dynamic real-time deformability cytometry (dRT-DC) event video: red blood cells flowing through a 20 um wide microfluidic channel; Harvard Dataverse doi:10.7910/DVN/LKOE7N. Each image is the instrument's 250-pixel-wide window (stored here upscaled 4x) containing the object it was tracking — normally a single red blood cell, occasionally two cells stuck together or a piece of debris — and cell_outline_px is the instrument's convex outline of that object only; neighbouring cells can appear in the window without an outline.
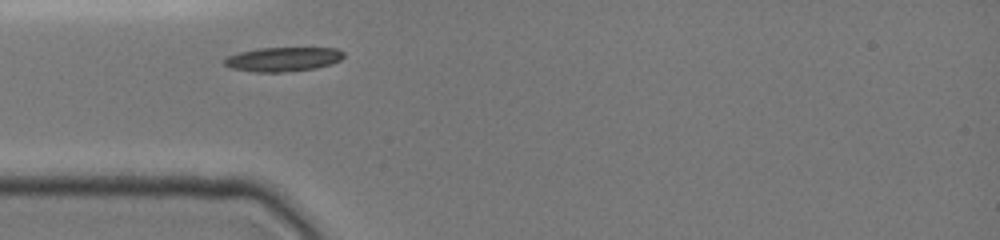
{"species": "common noctule bat (a hibernating species)", "species_latin": "Nyctalus noctula", "temperature_condition": "cold", "stored_images_in_passage": 27, "camera_frame_rate_fps": 3000, "um_per_image_px": 0.085, "animal": {"sex": "female", "body_mass_g": 19.0, "forearm_length_mm": 51.5}, "frame": {"image": 1, "passage_image": 1, "time_ms": 0.0, "image_size_px": [1000, 240], "cell_outline_px": [[344, 56], [340, 60], [332, 64], [316, 68], [280, 72], [252, 72], [232, 68], [224, 64], [220, 60], [228, 56], [240, 52], [256, 48], [336, 48], [344, 52]], "centroid_in_image_um": [24.03, 5.03], "position_along_channel_um": 61.0, "area_um2": 16.94}}
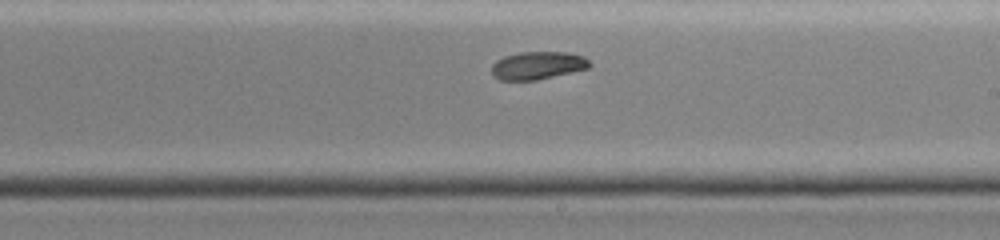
{"frame": {"image": 2, "passage_image": 14, "time_ms": 4.667, "image_size_px": [1000, 240], "cell_outline_px": [[592, 64], [588, 68], [536, 80], [500, 80], [492, 76], [492, 64], [496, 60], [504, 56], [520, 52], [568, 52], [584, 56]], "centroid_in_image_um": [45.68, 5.56], "position_along_channel_um": 243.3, "area_um2": 15.9}}
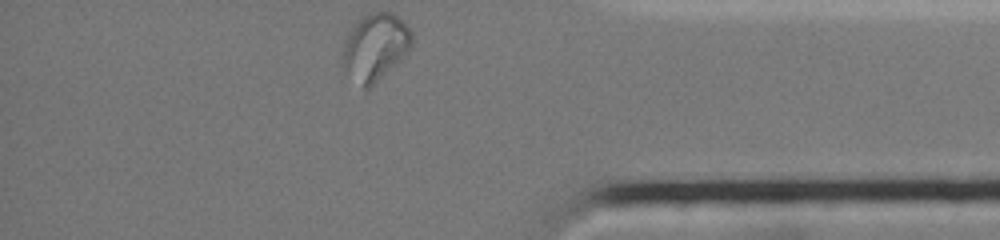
{"frame": {"image": 3, "passage_image": 27, "time_ms": 9.0, "image_size_px": [1000, 240], "cell_outline_px": [[412, 44], [408, 52], [400, 60], [368, 88], [364, 88], [340, 64], [340, 60], [348, 32], [368, 12], [392, 12], [412, 32]], "centroid_in_image_um": [31.88, 3.97], "position_along_channel_um": 403.3, "area_um2": 26.36}, "authors_computed_cell_mechanics": {"area_um2": 16.6464, "velocity_mm_per_s": 3.9207, "shape_relaxation_time_tau1_ms": null, "shape_relaxation_time_tau2_ms": 1.5189, "deformation_change_tau1": null, "deformation_change_tau2": 0.0476}}